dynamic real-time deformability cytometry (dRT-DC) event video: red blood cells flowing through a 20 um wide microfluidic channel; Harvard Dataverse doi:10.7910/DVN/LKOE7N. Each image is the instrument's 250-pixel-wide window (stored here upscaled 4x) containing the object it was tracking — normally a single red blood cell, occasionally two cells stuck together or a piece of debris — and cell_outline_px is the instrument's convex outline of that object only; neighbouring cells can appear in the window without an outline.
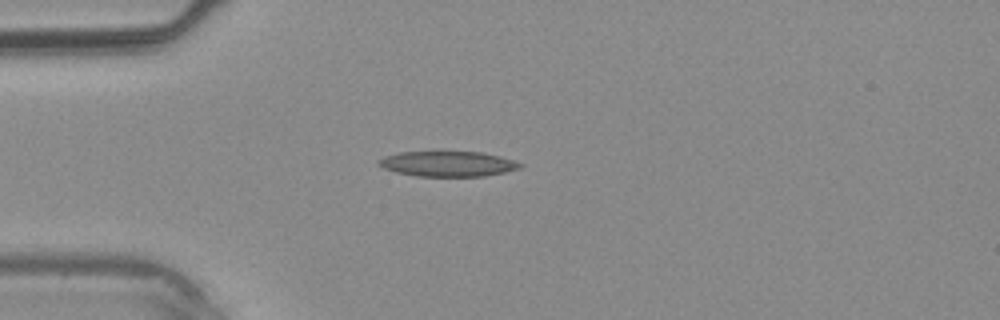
{"species": "common noctule bat (a hibernating species)", "species_latin": "Nyctalus noctula", "temperature_condition": "warm", "stored_images_in_passage": 28, "camera_frame_rate_fps": 3000, "um_per_image_px": 0.085, "animal": {"sex": "male", "body_mass_g": 20.4}, "frame": {"image": 1, "passage_image": 1, "time_ms": 0.0, "image_size_px": [1000, 320], "cell_outline_px": [[524, 164], [520, 168], [504, 172], [484, 176], [416, 176], [396, 172], [384, 168], [376, 164], [376, 160], [384, 156], [400, 152], [440, 148], [484, 152], [500, 156]], "centroid_in_image_um": [38.01, 13.86], "position_along_channel_um": 47.0, "area_um2": 22.02}}
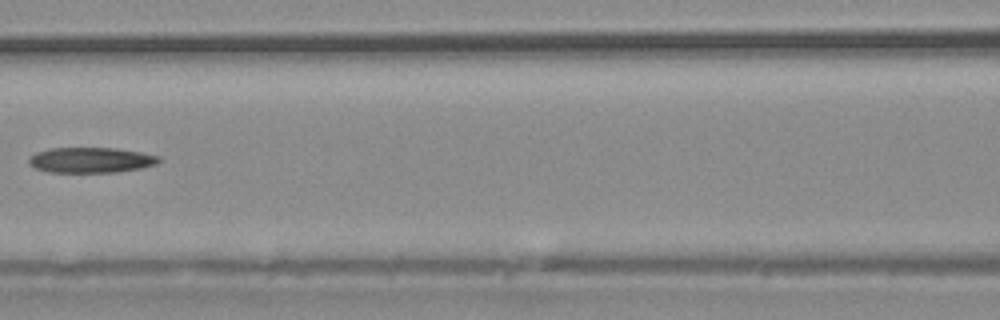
{"frame": {"image": 2, "passage_image": 8, "time_ms": 2.333, "image_size_px": [1000, 320], "cell_outline_px": [[160, 160], [156, 164], [140, 168], [116, 172], [48, 172], [36, 168], [28, 164], [28, 160], [36, 152], [52, 148], [116, 148], [140, 152], [160, 156]], "centroid_in_image_um": [7.72, 13.6], "position_along_channel_um": 158.9, "area_um2": 19.13}}
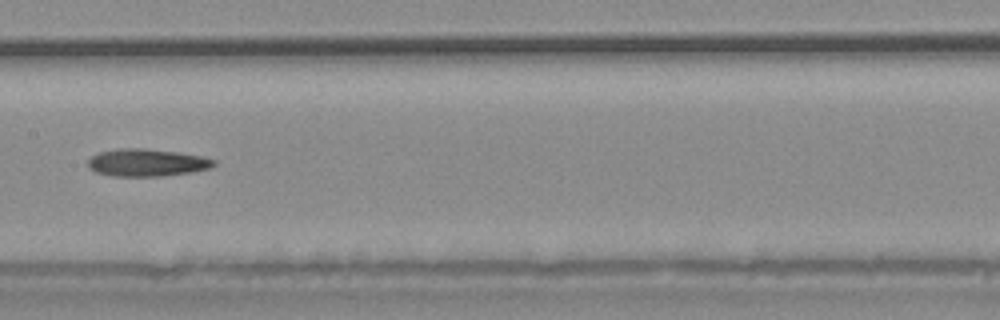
{"frame": {"image": 3, "passage_image": 10, "time_ms": 3.0, "image_size_px": [1000, 320], "cell_outline_px": [[216, 164], [208, 168], [192, 172], [164, 176], [112, 176], [96, 172], [88, 168], [88, 160], [92, 156], [100, 152], [116, 148], [144, 148], [176, 152], [200, 156], [216, 160]], "centroid_in_image_um": [12.45, 13.82], "position_along_channel_um": 194.9, "area_um2": 20.11}}